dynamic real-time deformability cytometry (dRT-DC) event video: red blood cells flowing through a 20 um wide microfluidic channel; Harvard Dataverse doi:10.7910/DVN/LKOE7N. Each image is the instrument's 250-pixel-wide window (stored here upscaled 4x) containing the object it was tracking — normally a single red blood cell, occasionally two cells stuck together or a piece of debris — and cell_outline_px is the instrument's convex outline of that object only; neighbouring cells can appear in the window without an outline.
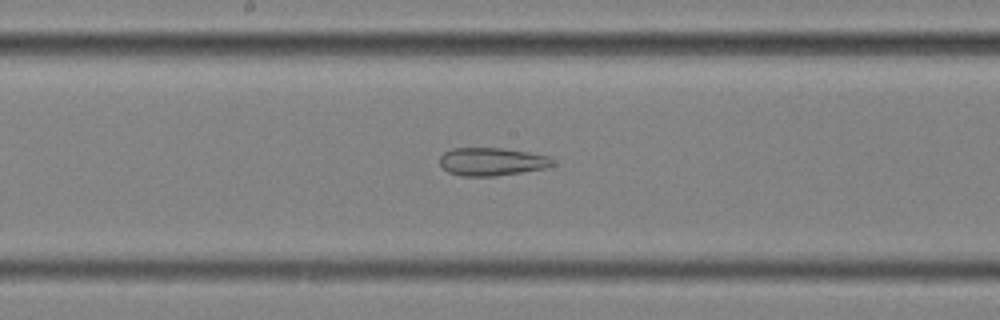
{"species": "common noctule bat (a hibernating species)", "species_latin": "Nyctalus noctula", "temperature_condition": "cold", "stored_images_in_passage": 41, "segment_of_instrument_passage": [2, 2], "camera_frame_rate_fps": 3000, "um_per_image_px": 0.085, "animal": {"sex": "female", "body_mass_g": 25.1}, "frame": {"image": 1, "passage_image": 14, "time_ms": 4.333, "image_size_px": [1000, 320], "cell_outline_px": [[556, 164], [544, 168], [496, 176], [464, 176], [448, 172], [440, 164], [440, 156], [444, 152], [452, 148], [500, 148], [528, 152], [548, 156]], "centroid_in_image_um": [41.78, 13.73], "position_along_channel_um": 206.4, "area_um2": 18.26}}
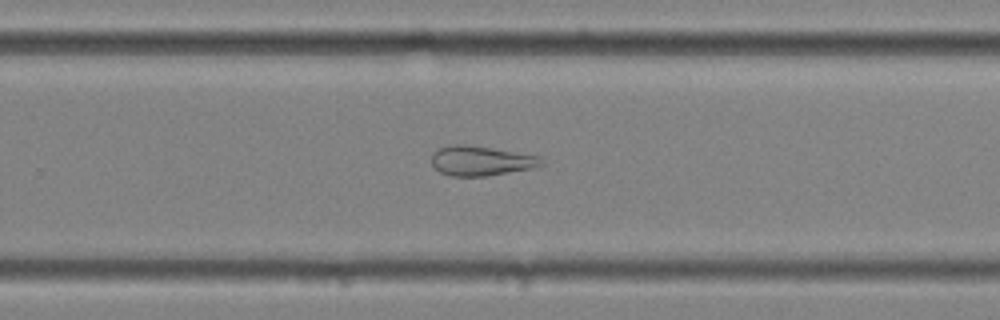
{"frame": {"image": 2, "passage_image": 21, "time_ms": 6.667, "image_size_px": [1000, 320], "cell_outline_px": [[544, 164], [532, 168], [484, 176], [448, 176], [440, 172], [432, 164], [432, 152], [440, 148], [452, 144], [464, 144], [540, 156]], "centroid_in_image_um": [40.85, 13.67], "position_along_channel_um": 289.0, "area_um2": 18.79}}
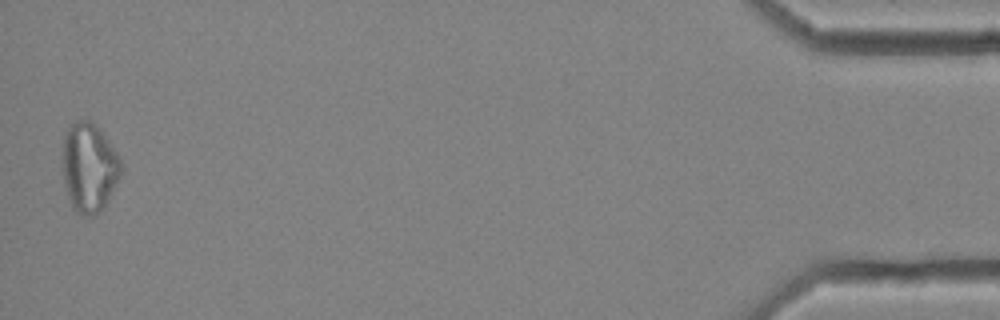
{"frame": {"image": 3, "passage_image": 40, "time_ms": 13.0, "image_size_px": [1000, 320], "cell_outline_px": [[124, 168], [104, 208], [100, 212], [92, 216], [80, 216], [72, 208], [64, 188], [60, 160], [64, 136], [68, 128], [76, 120], [88, 120], [96, 124], [100, 128], [116, 152]], "centroid_in_image_um": [7.54, 14.26], "position_along_channel_um": 427.7, "area_um2": 31.27}}